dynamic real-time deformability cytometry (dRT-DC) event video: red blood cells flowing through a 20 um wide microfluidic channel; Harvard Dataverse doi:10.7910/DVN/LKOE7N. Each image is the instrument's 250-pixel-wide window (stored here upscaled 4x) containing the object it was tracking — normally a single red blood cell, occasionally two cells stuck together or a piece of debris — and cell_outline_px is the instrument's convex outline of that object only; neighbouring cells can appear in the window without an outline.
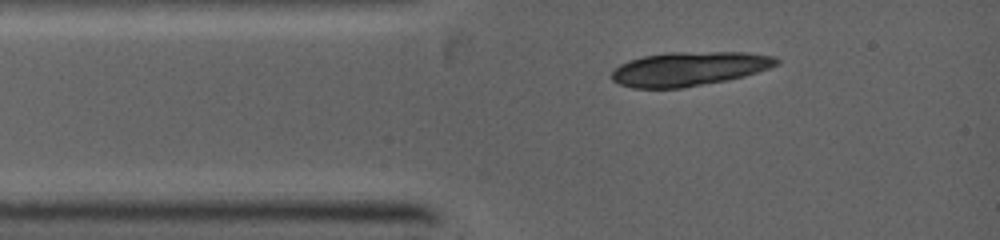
{"species": "common noctule bat (a hibernating species)", "species_latin": "Nyctalus noctula", "temperature_condition": "warm", "stored_images_in_passage": 1, "camera_frame_rate_fps": 5000, "um_per_image_px": 0.085, "animal": {"sex": "female", "body_mass_g": 19.0, "forearm_length_mm": 53.3}, "frame": {"image": 1, "passage_image": 1, "time_ms": 0.0, "image_size_px": [1000, 240], "cell_outline_px": [[780, 64], [744, 76], [728, 80], [680, 88], [632, 88], [620, 84], [612, 80], [612, 72], [620, 64], [628, 60], [644, 56], [664, 52], [748, 52], [776, 56], [780, 60]], "centroid_in_image_um": [58.6, 5.84], "position_along_channel_um": 26.4, "area_um2": 32.89}}